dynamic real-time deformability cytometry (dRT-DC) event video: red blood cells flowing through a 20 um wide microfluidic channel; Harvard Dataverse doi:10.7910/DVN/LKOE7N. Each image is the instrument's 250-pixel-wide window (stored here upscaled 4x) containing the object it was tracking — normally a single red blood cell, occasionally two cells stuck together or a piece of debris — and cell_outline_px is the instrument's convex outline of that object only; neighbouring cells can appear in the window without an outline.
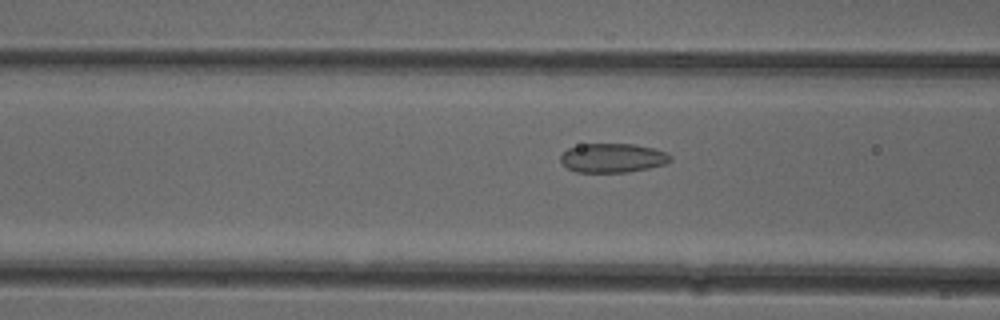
{"species": "common noctule bat (a hibernating species)", "species_latin": "Nyctalus noctula", "temperature_condition": "cold", "stored_images_in_passage": 36, "camera_frame_rate_fps": 3000, "um_per_image_px": 0.085, "animal": {"sex": "female"}, "frame": {"image": 1, "passage_image": 5, "time_ms": 1.333, "image_size_px": [1000, 320], "cell_outline_px": [[672, 160], [664, 164], [648, 168], [628, 172], [576, 172], [568, 168], [560, 160], [560, 156], [568, 148], [580, 144], [636, 144], [652, 148], [664, 152], [672, 156]], "centroid_in_image_um": [52.07, 13.42], "position_along_channel_um": 114.5, "area_um2": 18.55}}
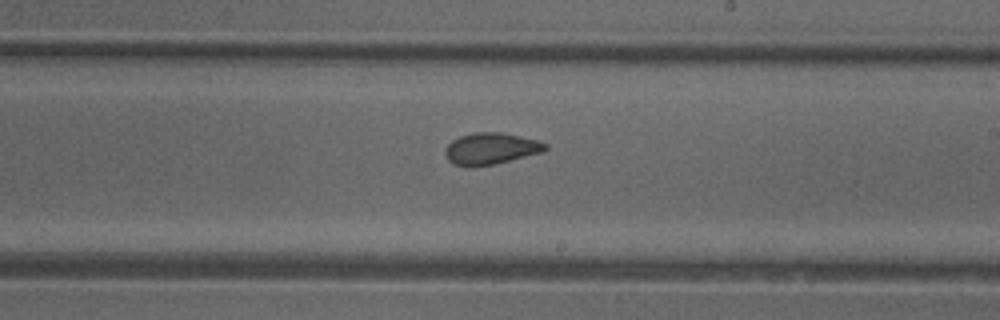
{"frame": {"image": 2, "passage_image": 15, "time_ms": 4.667, "image_size_px": [1000, 320], "cell_outline_px": [[548, 148], [544, 152], [496, 164], [472, 168], [468, 168], [452, 164], [448, 160], [444, 152], [448, 144], [452, 140], [460, 136], [472, 132], [500, 132], [536, 140], [548, 144]], "centroid_in_image_um": [41.7, 12.66], "position_along_channel_um": 247.3, "area_um2": 18.79}}
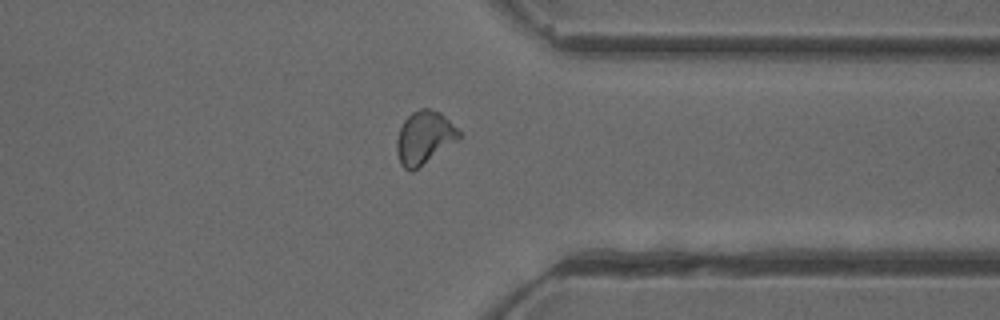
{"frame": {"image": 3, "passage_image": 25, "time_ms": 8.0, "image_size_px": [1000, 320], "cell_outline_px": [[464, 136], [412, 172], [408, 172], [400, 164], [396, 152], [396, 140], [400, 128], [404, 120], [412, 112], [420, 108], [428, 108], [440, 112]], "centroid_in_image_um": [36.05, 11.71], "position_along_channel_um": 375.4, "area_um2": 19.31}, "authors_computed_cell_mechanics": {"area_um2": 18.4093, "velocity_mm_per_s": 3.9798, "shape_relaxation_time_tau1_ms": null, "shape_relaxation_time_tau2_ms": 1.782, "deformation_change_tau1": null, "deformation_change_tau2": 0.0763}}